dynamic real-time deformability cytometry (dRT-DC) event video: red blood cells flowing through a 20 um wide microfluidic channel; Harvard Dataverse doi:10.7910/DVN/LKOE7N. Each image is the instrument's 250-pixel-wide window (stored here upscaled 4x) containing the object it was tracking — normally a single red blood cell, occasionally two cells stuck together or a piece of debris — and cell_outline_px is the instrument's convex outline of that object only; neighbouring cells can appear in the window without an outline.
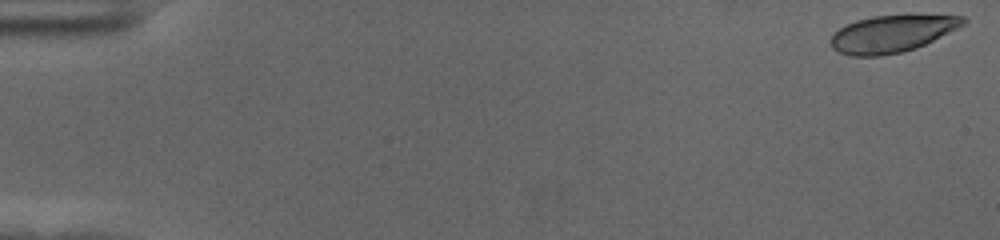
{"species": "human", "species_latin": "Homo sapiens", "temperature_condition": "cold", "stored_images_in_passage": 56, "camera_frame_rate_fps": 3000, "um_per_image_px": 0.085, "donor": {"sex": "female"}, "frame": {"image": 1, "passage_image": 1, "time_ms": 0.0, "image_size_px": [1000, 240], "cell_outline_px": [[968, 20], [964, 24], [916, 48], [900, 52], [880, 56], [852, 56], [840, 52], [832, 48], [828, 40], [832, 32], [856, 20], [872, 16], [964, 16]], "centroid_in_image_um": [75.72, 2.88], "position_along_channel_um": 9.3, "area_um2": 28.09}}
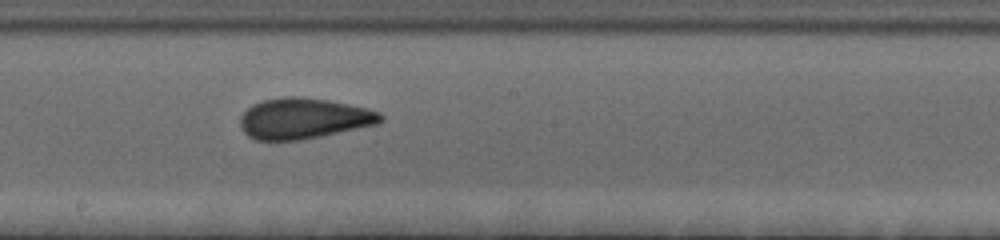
{"frame": {"image": 2, "passage_image": 32, "time_ms": 10.333, "image_size_px": [1000, 240], "cell_outline_px": [[384, 120], [376, 124], [320, 136], [300, 140], [256, 140], [248, 136], [244, 132], [240, 124], [240, 116], [252, 104], [264, 100], [292, 96], [296, 96], [328, 100], [368, 108], [380, 112], [384, 116]], "centroid_in_image_um": [25.81, 10.07], "position_along_channel_um": 222.4, "area_um2": 33.12}}
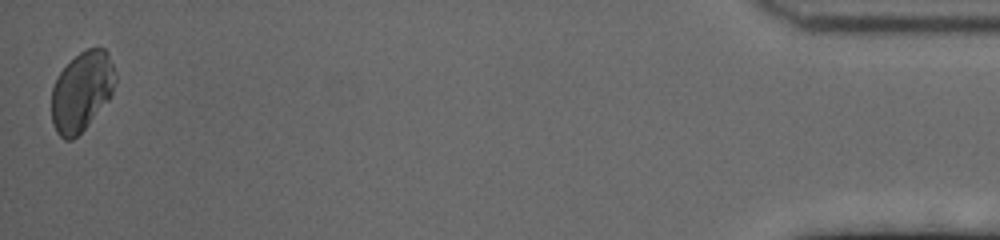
{"frame": {"image": 3, "passage_image": 56, "time_ms": 18.333, "image_size_px": [1000, 240], "cell_outline_px": [[116, 80], [112, 92], [108, 100], [88, 124], [72, 140], [64, 140], [56, 132], [52, 124], [52, 88], [56, 76], [80, 52], [88, 48], [104, 48], [108, 52], [116, 76]], "centroid_in_image_um": [6.94, 7.77], "position_along_channel_um": 428.3, "area_um2": 29.3}, "authors_computed_cell_mechanics": {"area_um2": 31.5299, "velocity_mm_per_s": 3.6077, "shape_relaxation_time_tau1_ms": 4.2478, "shape_relaxation_time_tau2_ms": 1.2858, "deformation_change_tau1": 0.1325, "deformation_change_tau2": 0.0792}}